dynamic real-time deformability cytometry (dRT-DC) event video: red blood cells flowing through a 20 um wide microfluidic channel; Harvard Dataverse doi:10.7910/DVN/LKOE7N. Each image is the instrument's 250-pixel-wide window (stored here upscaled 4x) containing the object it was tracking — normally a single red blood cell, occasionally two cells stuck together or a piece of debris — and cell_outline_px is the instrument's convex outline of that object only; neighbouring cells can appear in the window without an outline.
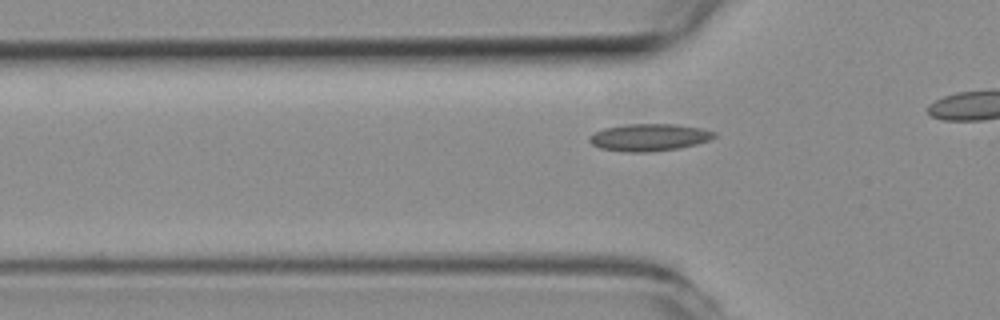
{"species": "common noctule bat (a hibernating species)", "species_latin": "Nyctalus noctula", "temperature_condition": "room temperature", "stored_images_in_passage": 35, "camera_frame_rate_fps": 3000, "um_per_image_px": 0.085, "animal": {"sex": "female", "body_mass_g": 19.3, "forearm_length_mm": 54.1}, "frame": {"image": 1, "passage_image": 11, "time_ms": 3.333, "image_size_px": [1000, 320], "cell_outline_px": [[716, 136], [708, 140], [696, 144], [676, 148], [652, 152], [624, 152], [600, 148], [592, 144], [588, 140], [588, 136], [592, 132], [604, 128], [624, 124], [676, 124], [700, 128], [716, 132]], "centroid_in_image_um": [55.12, 11.67], "position_along_channel_um": 70.7, "area_um2": 19.88}}
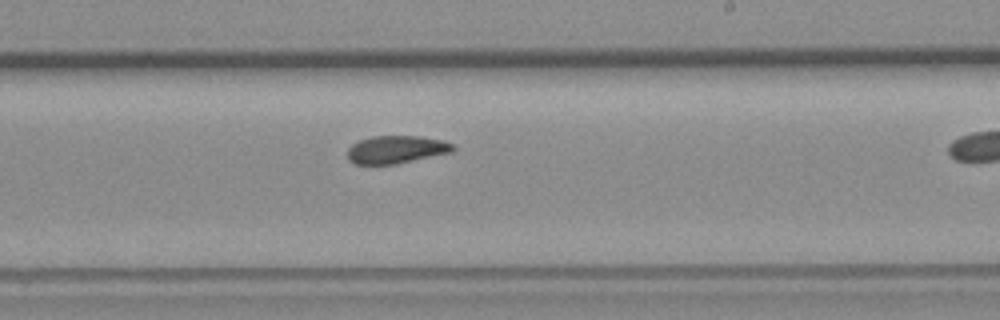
{"frame": {"image": 2, "passage_image": 25, "time_ms": 8.0, "image_size_px": [1000, 320], "cell_outline_px": [[456, 148], [452, 152], [396, 164], [356, 164], [348, 160], [348, 148], [352, 144], [360, 140], [372, 136], [420, 136], [444, 140], [456, 144]], "centroid_in_image_um": [33.72, 12.7], "position_along_channel_um": 255.3, "area_um2": 17.22}}
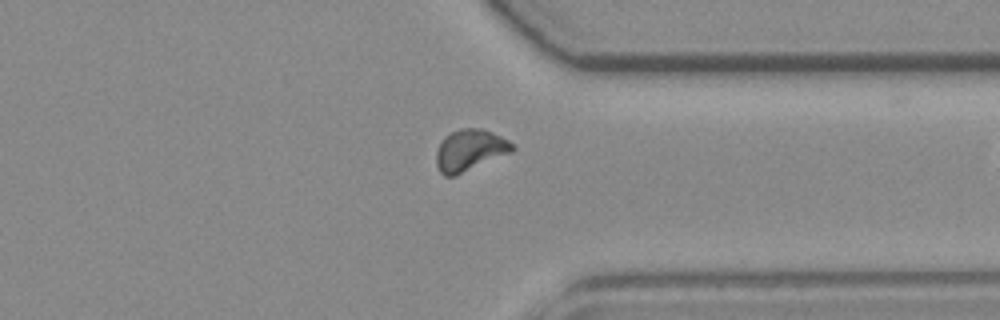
{"frame": {"image": 3, "passage_image": 34, "time_ms": 11.0, "image_size_px": [1000, 320], "cell_outline_px": [[516, 148], [512, 152], [456, 176], [444, 176], [440, 172], [436, 164], [436, 152], [444, 136], [460, 128], [480, 128], [492, 132], [508, 140]], "centroid_in_image_um": [39.93, 12.78], "position_along_channel_um": 371.5, "area_um2": 18.44}}